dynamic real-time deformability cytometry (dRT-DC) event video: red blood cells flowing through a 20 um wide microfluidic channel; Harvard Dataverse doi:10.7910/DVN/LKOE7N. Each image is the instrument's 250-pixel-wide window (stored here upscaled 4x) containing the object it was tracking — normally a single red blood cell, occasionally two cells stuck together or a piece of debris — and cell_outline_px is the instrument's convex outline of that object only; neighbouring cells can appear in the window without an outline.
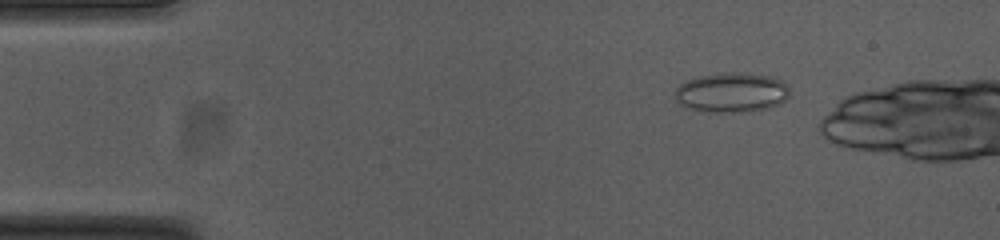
{"species": "common noctule bat (a hibernating species)", "species_latin": "Nyctalus noctula", "temperature_condition": "cold", "stored_images_in_passage": 11, "camera_frame_rate_fps": 3000, "um_per_image_px": 0.085, "animal": {"sex": "female", "body_mass_g": 23.0, "forearm_length_mm": 53.4}, "frame": {"image": 1, "passage_image": 8, "time_ms": 2.333, "image_size_px": [1000, 240], "cell_outline_px": [[788, 96], [780, 104], [768, 108], [740, 112], [704, 112], [688, 108], [676, 100], [676, 88], [684, 80], [700, 76], [732, 72], [740, 72], [772, 76], [780, 80], [788, 88]], "centroid_in_image_um": [62.17, 7.86], "position_along_channel_um": 22.8, "area_um2": 26.47}}